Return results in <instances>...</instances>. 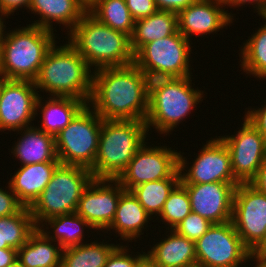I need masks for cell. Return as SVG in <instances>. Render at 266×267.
Instances as JSON below:
<instances>
[{
	"label": "cell",
	"instance_id": "1",
	"mask_svg": "<svg viewBox=\"0 0 266 267\" xmlns=\"http://www.w3.org/2000/svg\"><path fill=\"white\" fill-rule=\"evenodd\" d=\"M93 71V90L88 105L102 119L146 120L148 97L134 63Z\"/></svg>",
	"mask_w": 266,
	"mask_h": 267
},
{
	"label": "cell",
	"instance_id": "2",
	"mask_svg": "<svg viewBox=\"0 0 266 267\" xmlns=\"http://www.w3.org/2000/svg\"><path fill=\"white\" fill-rule=\"evenodd\" d=\"M48 50L34 85L50 96L72 97L89 103L93 90V71L68 42Z\"/></svg>",
	"mask_w": 266,
	"mask_h": 267
},
{
	"label": "cell",
	"instance_id": "3",
	"mask_svg": "<svg viewBox=\"0 0 266 267\" xmlns=\"http://www.w3.org/2000/svg\"><path fill=\"white\" fill-rule=\"evenodd\" d=\"M67 37L66 42L84 57L92 70L134 63L130 37L101 23L88 11Z\"/></svg>",
	"mask_w": 266,
	"mask_h": 267
},
{
	"label": "cell",
	"instance_id": "4",
	"mask_svg": "<svg viewBox=\"0 0 266 267\" xmlns=\"http://www.w3.org/2000/svg\"><path fill=\"white\" fill-rule=\"evenodd\" d=\"M145 121L103 119L98 151L90 169L96 179H117L146 143Z\"/></svg>",
	"mask_w": 266,
	"mask_h": 267
},
{
	"label": "cell",
	"instance_id": "5",
	"mask_svg": "<svg viewBox=\"0 0 266 267\" xmlns=\"http://www.w3.org/2000/svg\"><path fill=\"white\" fill-rule=\"evenodd\" d=\"M55 37L54 31L30 24L6 32L0 43V78L34 81Z\"/></svg>",
	"mask_w": 266,
	"mask_h": 267
},
{
	"label": "cell",
	"instance_id": "6",
	"mask_svg": "<svg viewBox=\"0 0 266 267\" xmlns=\"http://www.w3.org/2000/svg\"><path fill=\"white\" fill-rule=\"evenodd\" d=\"M93 179L87 168L60 164L46 188L29 207L37 228L49 218L76 212L84 190Z\"/></svg>",
	"mask_w": 266,
	"mask_h": 267
},
{
	"label": "cell",
	"instance_id": "7",
	"mask_svg": "<svg viewBox=\"0 0 266 267\" xmlns=\"http://www.w3.org/2000/svg\"><path fill=\"white\" fill-rule=\"evenodd\" d=\"M102 118L86 104L55 136L56 155L61 164L91 169L98 151Z\"/></svg>",
	"mask_w": 266,
	"mask_h": 267
},
{
	"label": "cell",
	"instance_id": "8",
	"mask_svg": "<svg viewBox=\"0 0 266 267\" xmlns=\"http://www.w3.org/2000/svg\"><path fill=\"white\" fill-rule=\"evenodd\" d=\"M193 87L191 76L178 77L169 86L150 96L145 120L148 132L153 127L160 134H171L187 114H191V110L203 101L204 91Z\"/></svg>",
	"mask_w": 266,
	"mask_h": 267
},
{
	"label": "cell",
	"instance_id": "9",
	"mask_svg": "<svg viewBox=\"0 0 266 267\" xmlns=\"http://www.w3.org/2000/svg\"><path fill=\"white\" fill-rule=\"evenodd\" d=\"M197 267H240L252 262L251 251L243 244L232 221L212 224L195 242Z\"/></svg>",
	"mask_w": 266,
	"mask_h": 267
},
{
	"label": "cell",
	"instance_id": "10",
	"mask_svg": "<svg viewBox=\"0 0 266 267\" xmlns=\"http://www.w3.org/2000/svg\"><path fill=\"white\" fill-rule=\"evenodd\" d=\"M147 142L135 153L126 169L116 179L130 191L145 182L166 178H180L179 152L168 146H147Z\"/></svg>",
	"mask_w": 266,
	"mask_h": 267
},
{
	"label": "cell",
	"instance_id": "11",
	"mask_svg": "<svg viewBox=\"0 0 266 267\" xmlns=\"http://www.w3.org/2000/svg\"><path fill=\"white\" fill-rule=\"evenodd\" d=\"M198 152V156L193 160L189 169L187 159L179 152V172L182 184L239 183L233 175L229 150L219 137L216 136L215 139L206 141Z\"/></svg>",
	"mask_w": 266,
	"mask_h": 267
},
{
	"label": "cell",
	"instance_id": "12",
	"mask_svg": "<svg viewBox=\"0 0 266 267\" xmlns=\"http://www.w3.org/2000/svg\"><path fill=\"white\" fill-rule=\"evenodd\" d=\"M232 222L243 244L252 252L266 233V194L249 183H239L234 192Z\"/></svg>",
	"mask_w": 266,
	"mask_h": 267
},
{
	"label": "cell",
	"instance_id": "13",
	"mask_svg": "<svg viewBox=\"0 0 266 267\" xmlns=\"http://www.w3.org/2000/svg\"><path fill=\"white\" fill-rule=\"evenodd\" d=\"M179 31L145 44L135 55L138 68L166 71L177 77L193 76L189 69L192 46Z\"/></svg>",
	"mask_w": 266,
	"mask_h": 267
},
{
	"label": "cell",
	"instance_id": "14",
	"mask_svg": "<svg viewBox=\"0 0 266 267\" xmlns=\"http://www.w3.org/2000/svg\"><path fill=\"white\" fill-rule=\"evenodd\" d=\"M235 135L218 136L229 150L234 178L249 183L266 158V138L246 118Z\"/></svg>",
	"mask_w": 266,
	"mask_h": 267
},
{
	"label": "cell",
	"instance_id": "15",
	"mask_svg": "<svg viewBox=\"0 0 266 267\" xmlns=\"http://www.w3.org/2000/svg\"><path fill=\"white\" fill-rule=\"evenodd\" d=\"M33 81L0 78V131L31 127L36 117V91Z\"/></svg>",
	"mask_w": 266,
	"mask_h": 267
},
{
	"label": "cell",
	"instance_id": "16",
	"mask_svg": "<svg viewBox=\"0 0 266 267\" xmlns=\"http://www.w3.org/2000/svg\"><path fill=\"white\" fill-rule=\"evenodd\" d=\"M124 190L116 179L94 178L84 190L76 213L91 225L92 230L106 231L114 219Z\"/></svg>",
	"mask_w": 266,
	"mask_h": 267
},
{
	"label": "cell",
	"instance_id": "17",
	"mask_svg": "<svg viewBox=\"0 0 266 267\" xmlns=\"http://www.w3.org/2000/svg\"><path fill=\"white\" fill-rule=\"evenodd\" d=\"M183 185L189 195L192 212L212 224L232 221L234 192L239 183L213 182Z\"/></svg>",
	"mask_w": 266,
	"mask_h": 267
},
{
	"label": "cell",
	"instance_id": "18",
	"mask_svg": "<svg viewBox=\"0 0 266 267\" xmlns=\"http://www.w3.org/2000/svg\"><path fill=\"white\" fill-rule=\"evenodd\" d=\"M177 15L178 31L190 42L192 36L216 33L234 20L219 0H195Z\"/></svg>",
	"mask_w": 266,
	"mask_h": 267
},
{
	"label": "cell",
	"instance_id": "19",
	"mask_svg": "<svg viewBox=\"0 0 266 267\" xmlns=\"http://www.w3.org/2000/svg\"><path fill=\"white\" fill-rule=\"evenodd\" d=\"M60 164L56 158L52 162L22 165L9 179L12 191L25 207H30L40 196Z\"/></svg>",
	"mask_w": 266,
	"mask_h": 267
},
{
	"label": "cell",
	"instance_id": "20",
	"mask_svg": "<svg viewBox=\"0 0 266 267\" xmlns=\"http://www.w3.org/2000/svg\"><path fill=\"white\" fill-rule=\"evenodd\" d=\"M170 231L162 241L153 244L146 253V259L156 267H197L195 242Z\"/></svg>",
	"mask_w": 266,
	"mask_h": 267
},
{
	"label": "cell",
	"instance_id": "21",
	"mask_svg": "<svg viewBox=\"0 0 266 267\" xmlns=\"http://www.w3.org/2000/svg\"><path fill=\"white\" fill-rule=\"evenodd\" d=\"M28 9L40 16L39 20H34L30 25L53 31L52 23H60L69 29L68 33L87 12L86 6L80 0H30Z\"/></svg>",
	"mask_w": 266,
	"mask_h": 267
},
{
	"label": "cell",
	"instance_id": "22",
	"mask_svg": "<svg viewBox=\"0 0 266 267\" xmlns=\"http://www.w3.org/2000/svg\"><path fill=\"white\" fill-rule=\"evenodd\" d=\"M152 217L146 212L131 191L124 190L118 201L114 219L107 229L119 233L123 241H132L143 235ZM145 226V227H144Z\"/></svg>",
	"mask_w": 266,
	"mask_h": 267
},
{
	"label": "cell",
	"instance_id": "23",
	"mask_svg": "<svg viewBox=\"0 0 266 267\" xmlns=\"http://www.w3.org/2000/svg\"><path fill=\"white\" fill-rule=\"evenodd\" d=\"M18 133L22 134L14 143L11 153L20 160L21 166L52 162L57 158L55 137L35 127L34 123L31 127L18 130Z\"/></svg>",
	"mask_w": 266,
	"mask_h": 267
},
{
	"label": "cell",
	"instance_id": "24",
	"mask_svg": "<svg viewBox=\"0 0 266 267\" xmlns=\"http://www.w3.org/2000/svg\"><path fill=\"white\" fill-rule=\"evenodd\" d=\"M42 99V96L39 94L36 101V116L38 115V111H41L42 126L40 125L38 128L54 137L63 130L86 105L83 100L72 97L50 96L47 100Z\"/></svg>",
	"mask_w": 266,
	"mask_h": 267
},
{
	"label": "cell",
	"instance_id": "25",
	"mask_svg": "<svg viewBox=\"0 0 266 267\" xmlns=\"http://www.w3.org/2000/svg\"><path fill=\"white\" fill-rule=\"evenodd\" d=\"M178 31V15L172 11H157L135 21L130 45L134 55L147 43L171 36Z\"/></svg>",
	"mask_w": 266,
	"mask_h": 267
},
{
	"label": "cell",
	"instance_id": "26",
	"mask_svg": "<svg viewBox=\"0 0 266 267\" xmlns=\"http://www.w3.org/2000/svg\"><path fill=\"white\" fill-rule=\"evenodd\" d=\"M62 250L37 228L17 250V258L25 267H61Z\"/></svg>",
	"mask_w": 266,
	"mask_h": 267
},
{
	"label": "cell",
	"instance_id": "27",
	"mask_svg": "<svg viewBox=\"0 0 266 267\" xmlns=\"http://www.w3.org/2000/svg\"><path fill=\"white\" fill-rule=\"evenodd\" d=\"M48 223V225H47ZM46 229L44 228L45 225ZM52 228L53 233L48 230ZM92 228L91 225L84 220L76 212L59 215L56 217L45 220L38 228L51 240L57 242L62 249L69 248L72 246H78L84 241V230L83 227ZM54 234V235H51Z\"/></svg>",
	"mask_w": 266,
	"mask_h": 267
},
{
	"label": "cell",
	"instance_id": "28",
	"mask_svg": "<svg viewBox=\"0 0 266 267\" xmlns=\"http://www.w3.org/2000/svg\"><path fill=\"white\" fill-rule=\"evenodd\" d=\"M94 241L62 250L61 267H104L111 252L119 244Z\"/></svg>",
	"mask_w": 266,
	"mask_h": 267
},
{
	"label": "cell",
	"instance_id": "29",
	"mask_svg": "<svg viewBox=\"0 0 266 267\" xmlns=\"http://www.w3.org/2000/svg\"><path fill=\"white\" fill-rule=\"evenodd\" d=\"M37 229L29 207H23L18 213L0 217V249L18 250Z\"/></svg>",
	"mask_w": 266,
	"mask_h": 267
},
{
	"label": "cell",
	"instance_id": "30",
	"mask_svg": "<svg viewBox=\"0 0 266 267\" xmlns=\"http://www.w3.org/2000/svg\"><path fill=\"white\" fill-rule=\"evenodd\" d=\"M87 11L101 23L131 37L135 21L125 0H96Z\"/></svg>",
	"mask_w": 266,
	"mask_h": 267
},
{
	"label": "cell",
	"instance_id": "31",
	"mask_svg": "<svg viewBox=\"0 0 266 267\" xmlns=\"http://www.w3.org/2000/svg\"><path fill=\"white\" fill-rule=\"evenodd\" d=\"M266 21V16H262ZM261 28L248 37L247 42L241 46V71L256 77V79H266V22ZM250 38V39H249Z\"/></svg>",
	"mask_w": 266,
	"mask_h": 267
},
{
	"label": "cell",
	"instance_id": "32",
	"mask_svg": "<svg viewBox=\"0 0 266 267\" xmlns=\"http://www.w3.org/2000/svg\"><path fill=\"white\" fill-rule=\"evenodd\" d=\"M179 182L180 178H166L139 184L130 191L153 218L160 215L170 192Z\"/></svg>",
	"mask_w": 266,
	"mask_h": 267
},
{
	"label": "cell",
	"instance_id": "33",
	"mask_svg": "<svg viewBox=\"0 0 266 267\" xmlns=\"http://www.w3.org/2000/svg\"><path fill=\"white\" fill-rule=\"evenodd\" d=\"M191 212L189 195L185 186L179 182L170 192L159 217H161L163 223H167L166 225L170 227H167V229H174Z\"/></svg>",
	"mask_w": 266,
	"mask_h": 267
},
{
	"label": "cell",
	"instance_id": "34",
	"mask_svg": "<svg viewBox=\"0 0 266 267\" xmlns=\"http://www.w3.org/2000/svg\"><path fill=\"white\" fill-rule=\"evenodd\" d=\"M139 71L143 80L144 93L148 98L178 78L174 74L161 70L139 68Z\"/></svg>",
	"mask_w": 266,
	"mask_h": 267
},
{
	"label": "cell",
	"instance_id": "35",
	"mask_svg": "<svg viewBox=\"0 0 266 267\" xmlns=\"http://www.w3.org/2000/svg\"><path fill=\"white\" fill-rule=\"evenodd\" d=\"M212 223L197 213L191 212L180 224L174 228L179 235L196 242L208 229Z\"/></svg>",
	"mask_w": 266,
	"mask_h": 267
},
{
	"label": "cell",
	"instance_id": "36",
	"mask_svg": "<svg viewBox=\"0 0 266 267\" xmlns=\"http://www.w3.org/2000/svg\"><path fill=\"white\" fill-rule=\"evenodd\" d=\"M126 245H118L109 255L104 267H140L146 259V253L137 251L138 255L129 254V247Z\"/></svg>",
	"mask_w": 266,
	"mask_h": 267
},
{
	"label": "cell",
	"instance_id": "37",
	"mask_svg": "<svg viewBox=\"0 0 266 267\" xmlns=\"http://www.w3.org/2000/svg\"><path fill=\"white\" fill-rule=\"evenodd\" d=\"M7 189L0 188V217L18 213L24 205L18 200L8 183Z\"/></svg>",
	"mask_w": 266,
	"mask_h": 267
},
{
	"label": "cell",
	"instance_id": "38",
	"mask_svg": "<svg viewBox=\"0 0 266 267\" xmlns=\"http://www.w3.org/2000/svg\"><path fill=\"white\" fill-rule=\"evenodd\" d=\"M134 21L146 18L158 11L154 0H125Z\"/></svg>",
	"mask_w": 266,
	"mask_h": 267
},
{
	"label": "cell",
	"instance_id": "39",
	"mask_svg": "<svg viewBox=\"0 0 266 267\" xmlns=\"http://www.w3.org/2000/svg\"><path fill=\"white\" fill-rule=\"evenodd\" d=\"M265 102L266 101H264V103ZM244 117H246L266 138V103L264 106L261 105L260 108H248Z\"/></svg>",
	"mask_w": 266,
	"mask_h": 267
},
{
	"label": "cell",
	"instance_id": "40",
	"mask_svg": "<svg viewBox=\"0 0 266 267\" xmlns=\"http://www.w3.org/2000/svg\"><path fill=\"white\" fill-rule=\"evenodd\" d=\"M159 11H172L179 13L195 0H154Z\"/></svg>",
	"mask_w": 266,
	"mask_h": 267
},
{
	"label": "cell",
	"instance_id": "41",
	"mask_svg": "<svg viewBox=\"0 0 266 267\" xmlns=\"http://www.w3.org/2000/svg\"><path fill=\"white\" fill-rule=\"evenodd\" d=\"M223 5H225V8H232L239 7L243 5H246V3L250 5H254L255 11L257 10L259 16H266V0H219ZM227 5V7H226Z\"/></svg>",
	"mask_w": 266,
	"mask_h": 267
},
{
	"label": "cell",
	"instance_id": "42",
	"mask_svg": "<svg viewBox=\"0 0 266 267\" xmlns=\"http://www.w3.org/2000/svg\"><path fill=\"white\" fill-rule=\"evenodd\" d=\"M249 184L260 193L266 194V158Z\"/></svg>",
	"mask_w": 266,
	"mask_h": 267
},
{
	"label": "cell",
	"instance_id": "43",
	"mask_svg": "<svg viewBox=\"0 0 266 267\" xmlns=\"http://www.w3.org/2000/svg\"><path fill=\"white\" fill-rule=\"evenodd\" d=\"M30 0H0V9L9 16L22 7L29 8Z\"/></svg>",
	"mask_w": 266,
	"mask_h": 267
},
{
	"label": "cell",
	"instance_id": "44",
	"mask_svg": "<svg viewBox=\"0 0 266 267\" xmlns=\"http://www.w3.org/2000/svg\"><path fill=\"white\" fill-rule=\"evenodd\" d=\"M17 259V250L14 248L0 249V267H7Z\"/></svg>",
	"mask_w": 266,
	"mask_h": 267
},
{
	"label": "cell",
	"instance_id": "45",
	"mask_svg": "<svg viewBox=\"0 0 266 267\" xmlns=\"http://www.w3.org/2000/svg\"><path fill=\"white\" fill-rule=\"evenodd\" d=\"M251 255L252 260L257 264L253 267H266V253H251Z\"/></svg>",
	"mask_w": 266,
	"mask_h": 267
},
{
	"label": "cell",
	"instance_id": "46",
	"mask_svg": "<svg viewBox=\"0 0 266 267\" xmlns=\"http://www.w3.org/2000/svg\"><path fill=\"white\" fill-rule=\"evenodd\" d=\"M8 16L9 15L6 12H4L0 9V43L6 35V33H5L6 31H4L6 29V26L4 25V19L6 17L8 18Z\"/></svg>",
	"mask_w": 266,
	"mask_h": 267
},
{
	"label": "cell",
	"instance_id": "47",
	"mask_svg": "<svg viewBox=\"0 0 266 267\" xmlns=\"http://www.w3.org/2000/svg\"><path fill=\"white\" fill-rule=\"evenodd\" d=\"M251 253H266V233L263 241Z\"/></svg>",
	"mask_w": 266,
	"mask_h": 267
},
{
	"label": "cell",
	"instance_id": "48",
	"mask_svg": "<svg viewBox=\"0 0 266 267\" xmlns=\"http://www.w3.org/2000/svg\"><path fill=\"white\" fill-rule=\"evenodd\" d=\"M7 267H25L18 258L11 264H9Z\"/></svg>",
	"mask_w": 266,
	"mask_h": 267
},
{
	"label": "cell",
	"instance_id": "49",
	"mask_svg": "<svg viewBox=\"0 0 266 267\" xmlns=\"http://www.w3.org/2000/svg\"><path fill=\"white\" fill-rule=\"evenodd\" d=\"M88 9L96 0H80Z\"/></svg>",
	"mask_w": 266,
	"mask_h": 267
},
{
	"label": "cell",
	"instance_id": "50",
	"mask_svg": "<svg viewBox=\"0 0 266 267\" xmlns=\"http://www.w3.org/2000/svg\"><path fill=\"white\" fill-rule=\"evenodd\" d=\"M140 267H156L152 265L147 259L143 261V263L140 265Z\"/></svg>",
	"mask_w": 266,
	"mask_h": 267
}]
</instances>
